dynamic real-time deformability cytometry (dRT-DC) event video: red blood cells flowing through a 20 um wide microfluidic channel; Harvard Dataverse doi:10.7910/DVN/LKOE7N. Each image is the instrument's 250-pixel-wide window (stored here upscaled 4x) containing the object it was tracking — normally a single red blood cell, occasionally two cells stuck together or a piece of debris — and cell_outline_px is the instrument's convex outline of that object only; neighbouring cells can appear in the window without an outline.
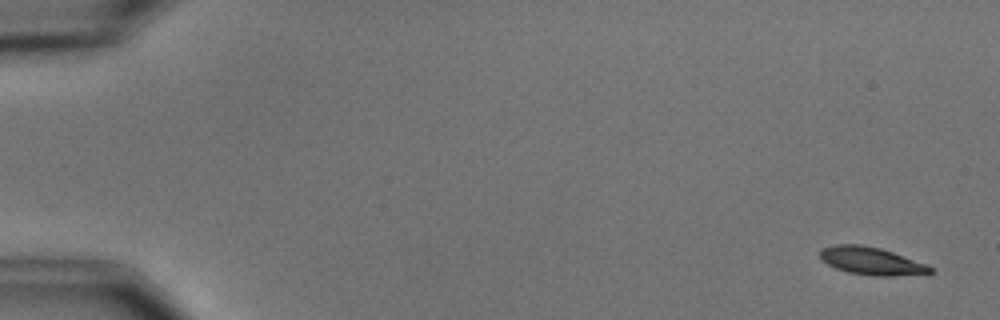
{"species": "common noctule bat (a hibernating species)", "species_latin": "Nyctalus noctula", "temperature_condition": "cold", "stored_images_in_passage": 5, "camera_frame_rate_fps": 3000, "um_per_image_px": 0.085, "animal": {"sex": "male", "body_mass_g": 15.6}, "frame": {"image": 1, "passage_image": 1, "time_ms": 0.0, "image_size_px": [1000, 320], "cell_outline_px": [[932, 272], [892, 276], [872, 276], [848, 272], [836, 268], [820, 260], [820, 248], [836, 244], [860, 244], [880, 248], [928, 264], [932, 268]], "centroid_in_image_um": [74.02, 22.17], "position_along_channel_um": 11.0, "area_um2": 17.74}}
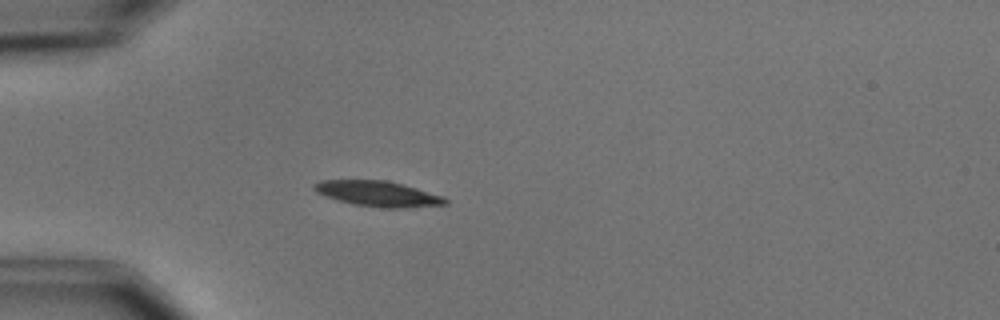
{"frame": {"image": 2, "passage_image": 5, "time_ms": 4.667, "image_size_px": [1000, 320], "cell_outline_px": [[448, 204], [412, 208], [380, 208], [352, 204], [324, 196], [316, 192], [312, 188], [312, 184], [320, 180], [384, 180], [416, 188], [444, 196], [448, 200]], "centroid_in_image_um": [32.12, 16.48], "position_along_channel_um": 52.9, "area_um2": 19.65}}